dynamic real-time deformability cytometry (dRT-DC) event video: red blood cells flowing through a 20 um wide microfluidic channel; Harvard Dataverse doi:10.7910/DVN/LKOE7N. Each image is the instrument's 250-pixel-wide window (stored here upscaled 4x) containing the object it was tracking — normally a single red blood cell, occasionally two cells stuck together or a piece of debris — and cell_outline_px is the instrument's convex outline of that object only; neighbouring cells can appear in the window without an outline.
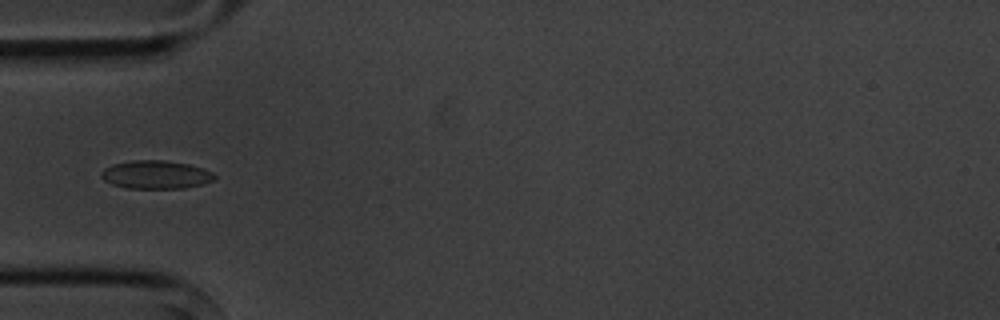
{"species": "common noctule bat (a hibernating species)", "species_latin": "Nyctalus noctula", "temperature_condition": "cold", "stored_images_in_passage": 7, "camera_frame_rate_fps": 3000, "um_per_image_px": 0.085, "animal": {"sex": "male", "body_mass_g": 20.1, "forearm_length_mm": 53.5}, "frame": {"image": 1, "passage_image": 5, "time_ms": 5.333, "image_size_px": [1000, 320], "cell_outline_px": [[216, 176], [212, 180], [200, 184], [184, 188], [128, 188], [112, 184], [104, 180], [100, 176], [100, 172], [104, 168], [112, 164], [132, 160], [164, 160], [188, 164], [204, 168], [212, 172]], "centroid_in_image_um": [13.21, 14.83], "position_along_channel_um": 71.8, "area_um2": 18.61}}
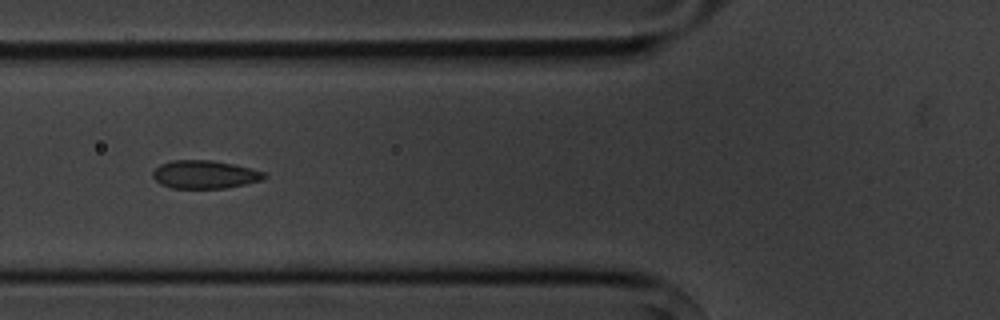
{"frame": {"image": 2, "passage_image": 6, "time_ms": 6.333, "image_size_px": [1000, 320], "cell_outline_px": [[268, 176], [260, 180], [244, 184], [224, 188], [172, 188], [160, 184], [152, 176], [152, 172], [160, 164], [172, 160], [212, 160], [252, 168], [264, 172]], "centroid_in_image_um": [17.38, 14.82], "position_along_channel_um": 108.4, "area_um2": 18.21}}
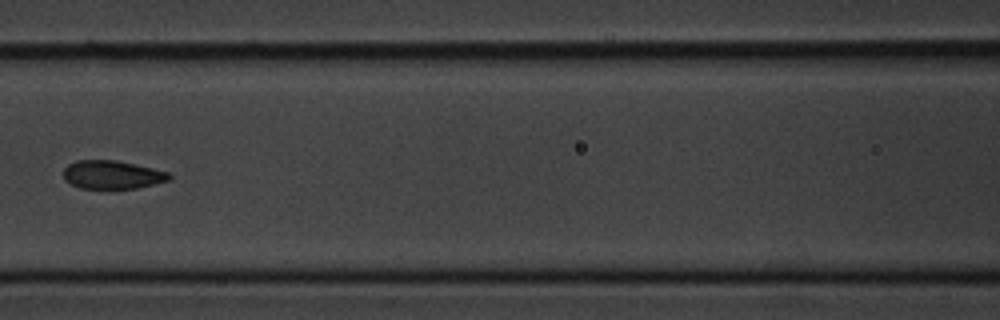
{"frame": {"image": 3, "passage_image": 7, "time_ms": 7.667, "image_size_px": [1000, 320], "cell_outline_px": [[172, 176], [168, 180], [136, 188], [80, 188], [64, 180], [64, 168], [68, 164], [76, 160], [116, 160], [152, 168], [168, 172]], "centroid_in_image_um": [9.5, 14.84], "position_along_channel_um": 157.1, "area_um2": 17.28}}